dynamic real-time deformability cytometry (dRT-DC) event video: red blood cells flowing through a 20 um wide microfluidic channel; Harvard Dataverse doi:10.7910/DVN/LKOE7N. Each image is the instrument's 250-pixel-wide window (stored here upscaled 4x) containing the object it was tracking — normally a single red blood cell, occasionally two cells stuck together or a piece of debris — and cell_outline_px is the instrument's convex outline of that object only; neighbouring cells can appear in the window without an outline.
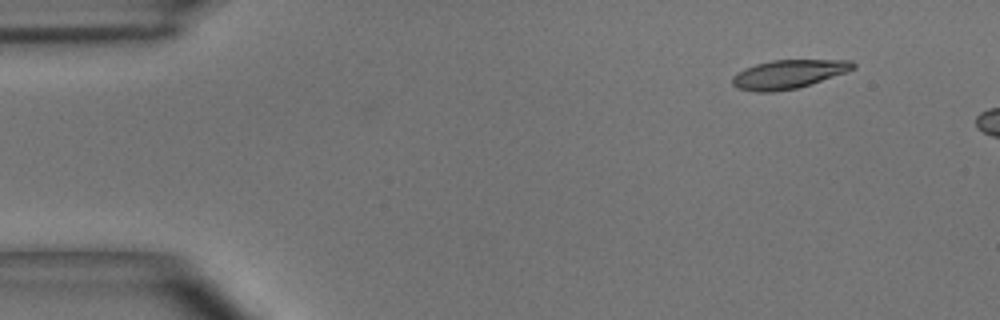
{"species": "common noctule bat (a hibernating species)", "species_latin": "Nyctalus noctula", "temperature_condition": "room temperature", "stored_images_in_passage": 6, "camera_frame_rate_fps": 3000, "um_per_image_px": 0.085, "animal": {"sex": "male", "body_mass_g": 15.6}, "frame": {"image": 1, "passage_image": 1, "time_ms": 0.0, "image_size_px": [1000, 320], "cell_outline_px": [[856, 68], [848, 72], [812, 84], [796, 88], [772, 92], [756, 92], [736, 88], [732, 84], [732, 76], [744, 68], [756, 64], [772, 60], [852, 60], [856, 64]], "centroid_in_image_um": [67.04, 6.31], "position_along_channel_um": 18.0, "area_um2": 20.4}}